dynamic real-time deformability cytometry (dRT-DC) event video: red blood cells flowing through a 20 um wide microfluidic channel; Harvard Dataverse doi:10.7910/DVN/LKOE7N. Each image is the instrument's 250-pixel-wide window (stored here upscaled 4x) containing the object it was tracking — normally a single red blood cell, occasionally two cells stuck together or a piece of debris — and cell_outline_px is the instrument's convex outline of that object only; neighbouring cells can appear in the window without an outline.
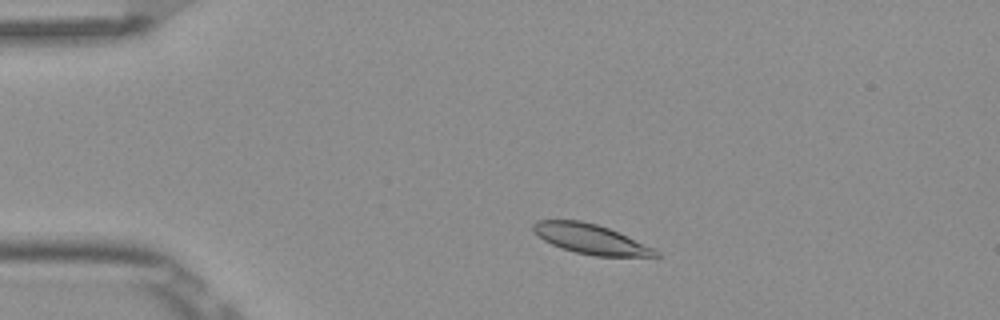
{"species": "Egyptian fruit bat (a non-hibernating species)", "species_latin": "Rousettus aegyptiacus", "temperature_condition": "room temperature", "stored_images_in_passage": 5, "camera_frame_rate_fps": 3000, "um_per_image_px": 0.085, "frame": {"image": 1, "passage_image": 2, "time_ms": 0.333, "image_size_px": [1000, 320], "cell_outline_px": [[660, 256], [596, 256], [576, 252], [552, 244], [544, 240], [532, 228], [532, 224], [536, 220], [580, 220], [596, 224], [608, 228], [656, 248], [660, 252]], "centroid_in_image_um": [50.24, 20.31], "position_along_channel_um": 34.8, "area_um2": 20.98}}
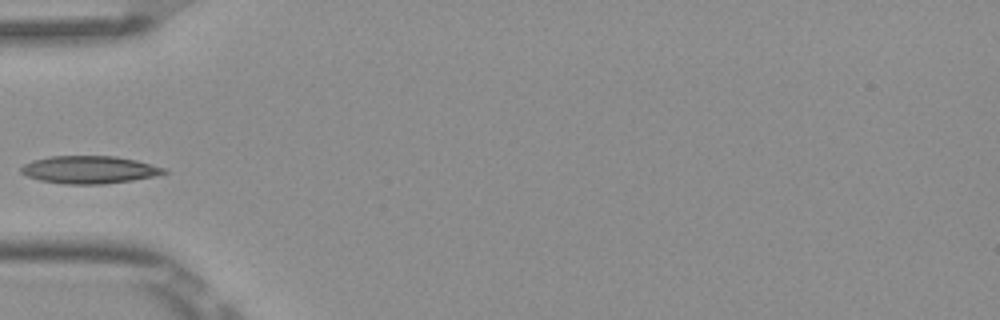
{"frame": {"image": 2, "passage_image": 4, "time_ms": 1.0, "image_size_px": [1000, 320], "cell_outline_px": [[168, 172], [156, 176], [132, 180], [104, 184], [64, 184], [40, 180], [28, 176], [20, 172], [20, 168], [24, 164], [32, 160], [48, 156], [116, 156], [136, 160], [168, 168]], "centroid_in_image_um": [7.62, 14.42], "position_along_channel_um": 77.4, "area_um2": 23.18}}
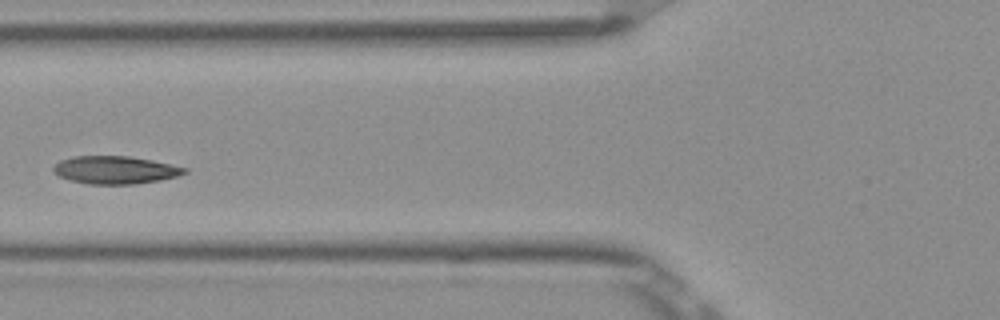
{"frame": {"image": 3, "passage_image": 5, "time_ms": 1.333, "image_size_px": [1000, 320], "cell_outline_px": [[188, 172], [176, 176], [160, 180], [136, 184], [88, 184], [72, 180], [60, 176], [52, 172], [52, 168], [60, 160], [72, 156], [128, 156], [152, 160], [188, 168]], "centroid_in_image_um": [9.79, 14.44], "position_along_channel_um": 116.0, "area_um2": 21.21}}